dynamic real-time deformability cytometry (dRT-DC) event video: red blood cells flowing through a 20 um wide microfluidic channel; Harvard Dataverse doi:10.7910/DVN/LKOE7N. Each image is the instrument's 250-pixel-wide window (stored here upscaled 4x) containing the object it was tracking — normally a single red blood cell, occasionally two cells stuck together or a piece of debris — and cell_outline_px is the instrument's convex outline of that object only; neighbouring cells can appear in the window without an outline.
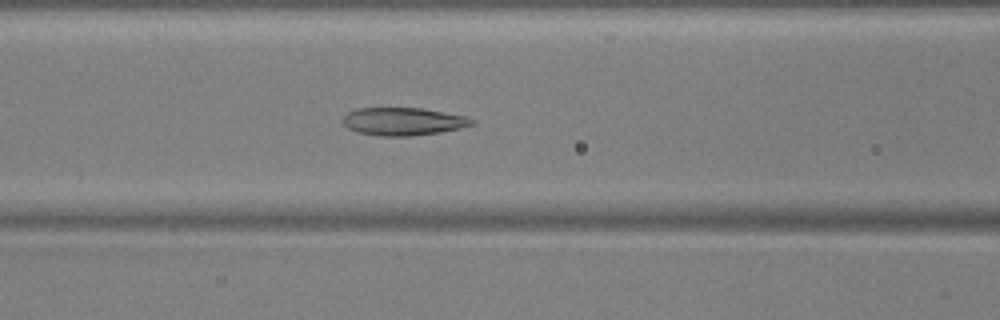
{"species": "common noctule bat (a hibernating species)", "species_latin": "Nyctalus noctula", "temperature_condition": "warm", "stored_images_in_passage": 45, "camera_frame_rate_fps": 3000, "um_per_image_px": 0.085, "animal": {"sex": "male", "body_mass_g": 17.9, "forearm_length_mm": 54.2}, "frame": {"image": 1, "passage_image": 22, "time_ms": 7.0, "image_size_px": [1000, 320], "cell_outline_px": [[476, 120], [472, 124], [460, 128], [440, 132], [408, 136], [380, 136], [356, 132], [348, 128], [344, 124], [344, 116], [348, 112], [356, 108], [420, 108], [444, 112], [464, 116]], "centroid_in_image_um": [34.25, 10.32], "position_along_channel_um": 132.4, "area_um2": 20.75}}
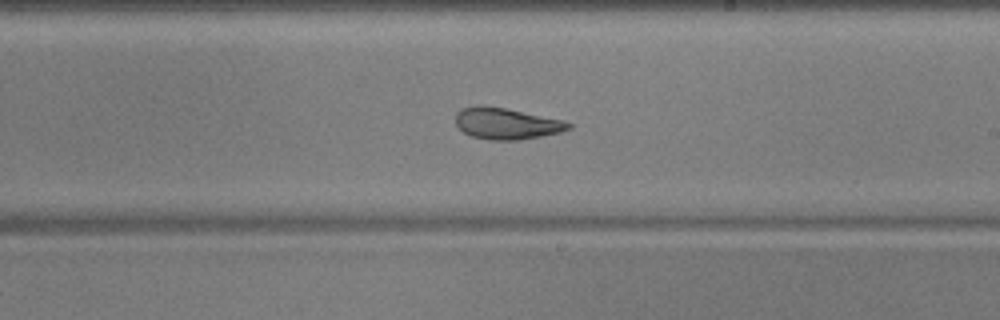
{"frame": {"image": 2, "passage_image": 31, "time_ms": 10.0, "image_size_px": [1000, 320], "cell_outline_px": [[572, 128], [560, 132], [540, 136], [516, 140], [488, 140], [472, 136], [464, 132], [456, 124], [456, 112], [464, 108], [480, 104], [484, 104], [564, 120], [572, 124]], "centroid_in_image_um": [43.04, 10.49], "position_along_channel_um": 246.0, "area_um2": 20.58}}
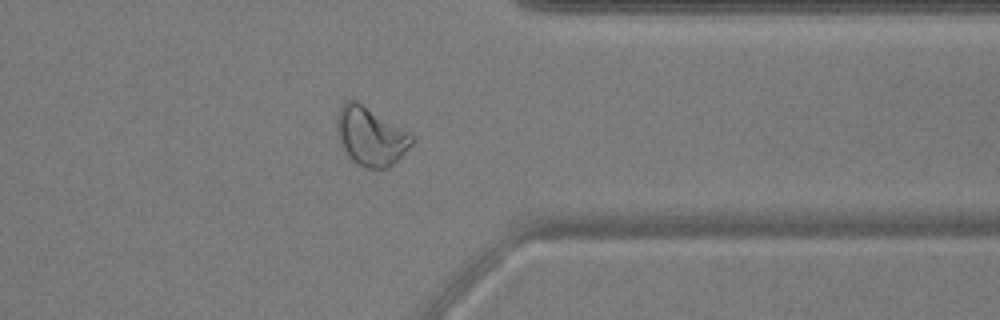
{"frame": {"image": 3, "passage_image": 42, "time_ms": 13.667, "image_size_px": [1000, 320], "cell_outline_px": [[416, 140], [388, 168], [364, 168], [356, 164], [348, 156], [340, 140], [336, 128], [336, 116], [340, 108], [348, 100], [356, 100], [408, 132]], "centroid_in_image_um": [31.48, 11.59], "position_along_channel_um": 379.9, "area_um2": 25.09}, "authors_computed_cell_mechanics": {"area_um2": 22.1952, "velocity_mm_per_s": 3.7947, "shape_relaxation_time_tau1_ms": 9.1547, "shape_relaxation_time_tau2_ms": 2.0386, "deformation_change_tau1": 0.266, "deformation_change_tau2": 0.0985}}